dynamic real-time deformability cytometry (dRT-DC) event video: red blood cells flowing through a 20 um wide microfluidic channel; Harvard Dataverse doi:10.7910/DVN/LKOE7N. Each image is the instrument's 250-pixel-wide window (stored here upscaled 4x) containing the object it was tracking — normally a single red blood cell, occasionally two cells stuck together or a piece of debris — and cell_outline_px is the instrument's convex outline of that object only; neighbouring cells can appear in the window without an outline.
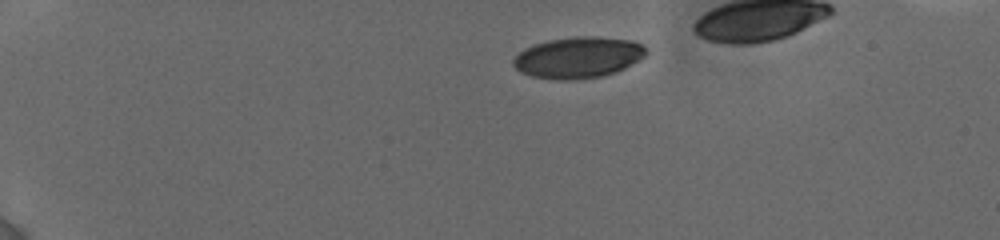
{"species": "human", "species_latin": "Homo sapiens", "temperature_condition": "cold", "stored_images_in_passage": 5, "segment_of_instrument_passage": [1, 2], "camera_frame_rate_fps": 3000, "um_per_image_px": 0.085, "donor": {"sex": "female"}, "frame": {"image": 1, "passage_image": 1, "time_ms": 0.0, "image_size_px": [1000, 240], "cell_outline_px": [[648, 52], [644, 56], [624, 68], [616, 72], [604, 76], [572, 80], [556, 80], [532, 76], [520, 72], [512, 64], [512, 60], [524, 48], [548, 40], [576, 36], [596, 36], [632, 40], [644, 44], [648, 48]], "centroid_in_image_um": [49.16, 4.88], "position_along_channel_um": 35.8, "area_um2": 32.08}}
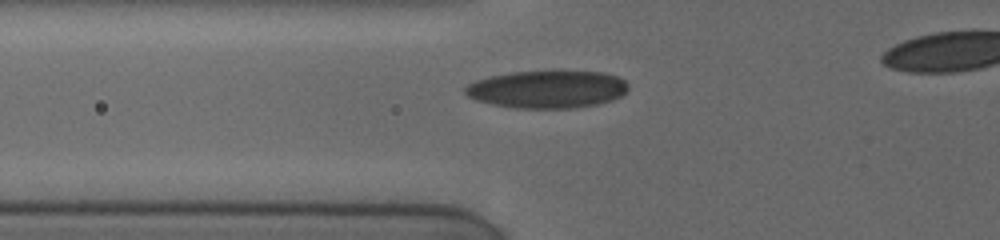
{"frame": {"image": 2, "passage_image": 4, "time_ms": 3.333, "image_size_px": [1000, 240], "cell_outline_px": [[628, 88], [620, 96], [612, 100], [596, 104], [576, 108], [516, 108], [492, 104], [476, 100], [468, 96], [464, 92], [464, 88], [468, 84], [476, 80], [488, 76], [512, 72], [552, 68], [564, 68], [604, 72], [616, 76], [624, 80], [628, 84]], "centroid_in_image_um": [46.53, 7.53], "position_along_channel_um": 79.3, "area_um2": 36.99}}